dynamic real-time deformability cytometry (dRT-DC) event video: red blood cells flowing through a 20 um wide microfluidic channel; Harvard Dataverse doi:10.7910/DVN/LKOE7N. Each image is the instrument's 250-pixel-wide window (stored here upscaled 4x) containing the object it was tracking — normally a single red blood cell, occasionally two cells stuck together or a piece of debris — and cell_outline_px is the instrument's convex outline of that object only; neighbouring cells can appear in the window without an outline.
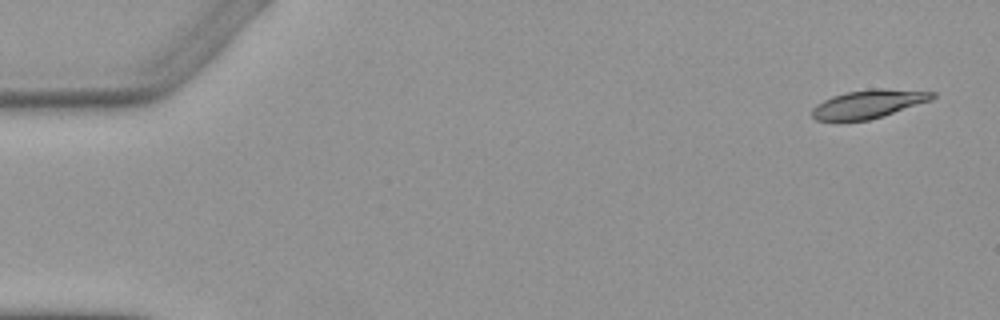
{"species": "Egyptian fruit bat (a non-hibernating species)", "species_latin": "Rousettus aegyptiacus", "temperature_condition": "warm", "stored_images_in_passage": 5, "camera_frame_rate_fps": 3000, "um_per_image_px": 0.085, "animal": {"sex": "female"}, "frame": {"image": 1, "passage_image": 1, "time_ms": 0.0, "image_size_px": [1000, 320], "cell_outline_px": [[936, 96], [932, 100], [868, 120], [816, 120], [812, 116], [812, 108], [816, 104], [832, 96], [848, 92], [872, 88], [880, 88], [936, 92]], "centroid_in_image_um": [73.83, 8.82], "position_along_channel_um": 11.2, "area_um2": 19.59}}
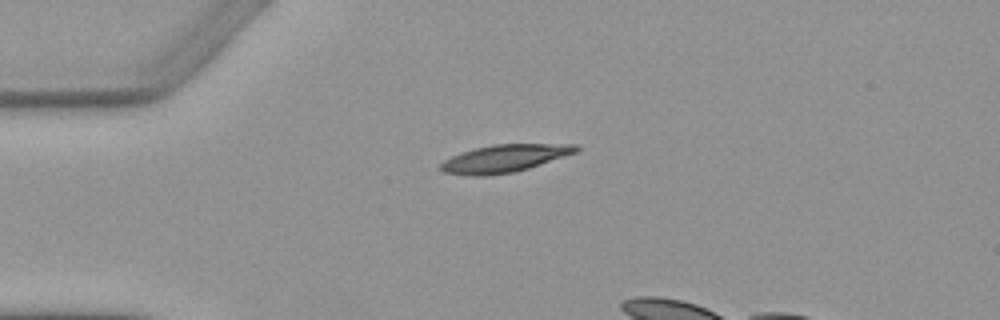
{"frame": {"image": 2, "passage_image": 4, "time_ms": 3.667, "image_size_px": [1000, 320], "cell_outline_px": [[580, 148], [576, 152], [528, 168], [512, 172], [484, 176], [472, 176], [444, 172], [436, 168], [444, 160], [460, 152], [492, 144], [576, 144]], "centroid_in_image_um": [42.82, 13.46], "position_along_channel_um": 42.2, "area_um2": 21.62}}